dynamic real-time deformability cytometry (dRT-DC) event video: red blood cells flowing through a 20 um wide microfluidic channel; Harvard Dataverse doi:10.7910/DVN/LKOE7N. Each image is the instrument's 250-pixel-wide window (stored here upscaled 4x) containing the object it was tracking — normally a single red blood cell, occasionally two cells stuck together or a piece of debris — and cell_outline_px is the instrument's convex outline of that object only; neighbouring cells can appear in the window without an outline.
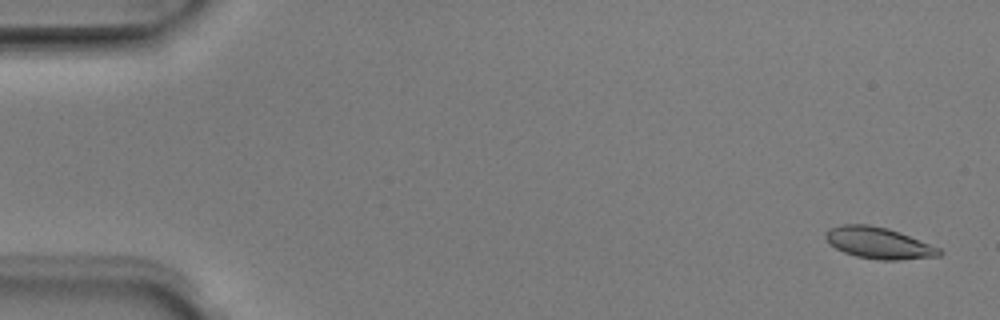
{"species": "Egyptian fruit bat (a non-hibernating species)", "species_latin": "Rousettus aegyptiacus", "temperature_condition": "room temperature", "stored_images_in_passage": 4, "camera_frame_rate_fps": 3000, "um_per_image_px": 0.085, "animal": {"sex": "male"}, "frame": {"image": 1, "passage_image": 1, "time_ms": 0.0, "image_size_px": [1000, 320], "cell_outline_px": [[944, 252], [940, 256], [896, 260], [880, 260], [856, 256], [844, 252], [836, 248], [824, 236], [824, 232], [828, 228], [844, 224], [868, 224], [888, 228], [900, 232], [940, 248]], "centroid_in_image_um": [74.69, 20.64], "position_along_channel_um": 10.3, "area_um2": 20.81}}
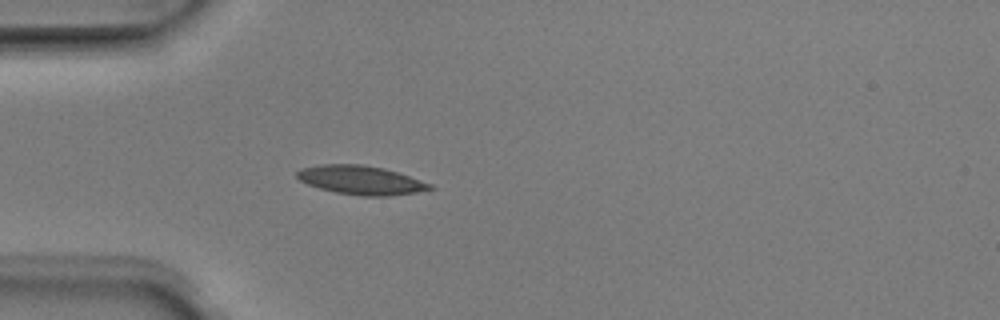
{"frame": {"image": 2, "passage_image": 4, "time_ms": 1.0, "image_size_px": [1000, 320], "cell_outline_px": [[436, 188], [416, 192], [388, 196], [360, 196], [336, 192], [320, 188], [308, 184], [300, 180], [296, 176], [296, 172], [304, 168], [320, 164], [364, 164], [384, 168], [432, 184]], "centroid_in_image_um": [30.68, 15.31], "position_along_channel_um": 54.3, "area_um2": 22.2}}